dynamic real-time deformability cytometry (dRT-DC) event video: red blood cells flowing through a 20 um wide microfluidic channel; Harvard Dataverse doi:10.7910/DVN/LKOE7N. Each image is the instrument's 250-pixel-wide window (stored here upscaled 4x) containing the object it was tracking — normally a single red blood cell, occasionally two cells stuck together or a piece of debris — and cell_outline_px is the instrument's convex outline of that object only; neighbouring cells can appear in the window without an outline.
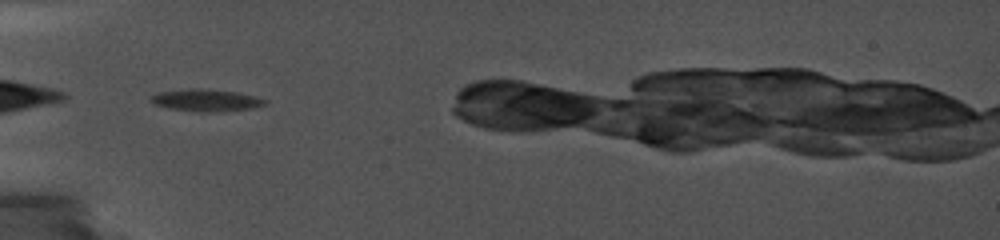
{"species": "common noctule bat (a hibernating species)", "species_latin": "Nyctalus noctula", "temperature_condition": "cold", "stored_images_in_passage": 9, "camera_frame_rate_fps": 5000, "um_per_image_px": 0.085, "animal": {"sex": "female", "body_mass_g": 19.0, "forearm_length_mm": 56.7}, "frame": {"image": 1, "passage_image": 1, "time_ms": 0.0, "image_size_px": [1000, 240], "cell_outline_px": [[268, 104], [252, 108], [172, 108], [156, 104], [148, 96], [156, 92], [188, 88], [204, 88], [240, 92], [256, 96], [268, 100]], "centroid_in_image_um": [17.54, 8.41], "position_along_channel_um": 67.5, "area_um2": 13.53}}
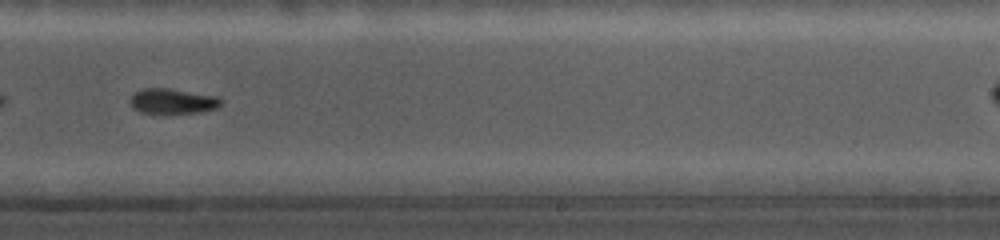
{"frame": {"image": 2, "passage_image": 9, "time_ms": 5.6, "image_size_px": [1000, 240], "cell_outline_px": [[224, 100], [216, 108], [196, 112], [140, 112], [132, 108], [132, 96], [136, 92], [144, 88], [168, 88], [220, 96]], "centroid_in_image_um": [14.73, 8.57], "position_along_channel_um": 274.3, "area_um2": 13.01}}